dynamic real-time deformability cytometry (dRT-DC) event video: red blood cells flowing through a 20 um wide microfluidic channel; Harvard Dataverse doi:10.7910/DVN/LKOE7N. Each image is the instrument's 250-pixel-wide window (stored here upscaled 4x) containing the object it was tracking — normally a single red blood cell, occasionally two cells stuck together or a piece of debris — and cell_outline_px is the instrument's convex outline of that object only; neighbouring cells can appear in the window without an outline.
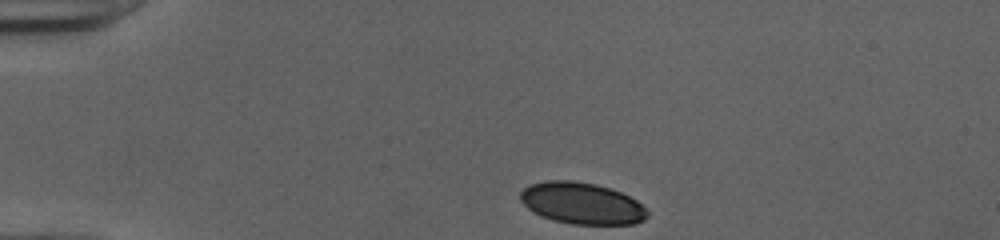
{"species": "human", "species_latin": "Homo sapiens", "temperature_condition": "cold", "stored_images_in_passage": 36, "camera_frame_rate_fps": 3000, "um_per_image_px": 0.085, "donor": {"sex": "female"}, "frame": {"image": 1, "passage_image": 1, "time_ms": 0.0, "image_size_px": [1000, 240], "cell_outline_px": [[648, 216], [644, 220], [636, 224], [572, 224], [552, 220], [540, 216], [532, 212], [520, 200], [520, 192], [524, 188], [532, 184], [548, 180], [572, 180], [596, 184], [620, 192], [636, 200], [648, 212]], "centroid_in_image_um": [49.44, 17.29], "position_along_channel_um": 35.6, "area_um2": 30.75}}
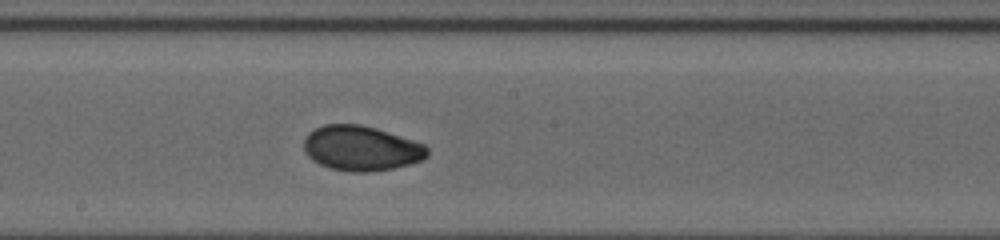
{"frame": {"image": 2, "passage_image": 19, "time_ms": 6.0, "image_size_px": [1000, 240], "cell_outline_px": [[428, 156], [420, 160], [408, 164], [392, 168], [368, 172], [352, 172], [332, 168], [320, 164], [312, 160], [304, 152], [304, 136], [308, 132], [324, 124], [360, 124], [376, 128], [424, 144], [428, 148]], "centroid_in_image_um": [30.66, 12.59], "position_along_channel_um": 217.5, "area_um2": 32.19}}
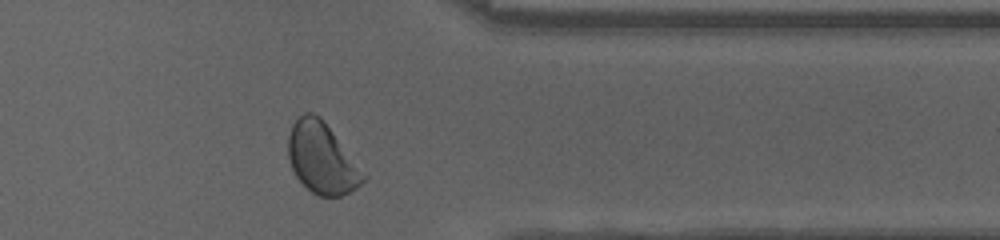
{"frame": {"image": 3, "passage_image": 32, "time_ms": 10.333, "image_size_px": [1000, 240], "cell_outline_px": [[368, 176], [356, 188], [340, 196], [320, 196], [312, 192], [296, 176], [292, 168], [288, 156], [288, 136], [292, 124], [304, 112], [312, 112], [320, 116]], "centroid_in_image_um": [27.36, 13.44], "position_along_channel_um": 384.0, "area_um2": 30.75}, "authors_computed_cell_mechanics": {"area_um2": 32.2235, "velocity_mm_per_s": 3.9907, "shape_relaxation_time_tau1_ms": 2.3769, "shape_relaxation_time_tau2_ms": 1.0341, "deformation_change_tau1": 0.1168, "deformation_change_tau2": 0.0361}}